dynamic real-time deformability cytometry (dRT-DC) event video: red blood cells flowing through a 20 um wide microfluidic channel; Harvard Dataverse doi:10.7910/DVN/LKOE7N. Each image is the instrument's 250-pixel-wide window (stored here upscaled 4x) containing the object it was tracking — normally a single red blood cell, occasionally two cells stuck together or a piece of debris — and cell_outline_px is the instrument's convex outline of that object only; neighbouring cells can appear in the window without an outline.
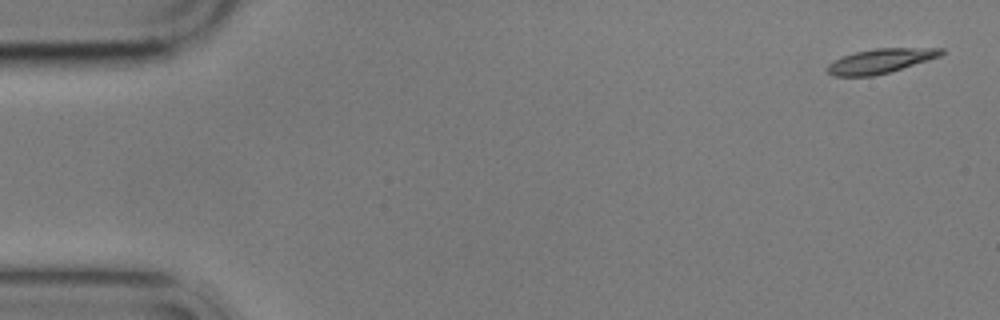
{"species": "common noctule bat (a hibernating species)", "species_latin": "Nyctalus noctula", "temperature_condition": "cold", "stored_images_in_passage": 3, "segment_of_instrument_passage": [2, 2], "camera_frame_rate_fps": 3000, "um_per_image_px": 0.085, "animal": {"sex": "male", "body_mass_g": 17.9}, "frame": {"image": 1, "passage_image": 3, "time_ms": 3.333, "image_size_px": [1000, 320], "cell_outline_px": [[944, 52], [940, 56], [928, 60], [888, 72], [872, 76], [832, 76], [828, 72], [828, 64], [844, 56], [856, 52], [876, 48], [944, 48]], "centroid_in_image_um": [74.85, 5.18], "position_along_channel_um": 10.1, "area_um2": 15.9}}